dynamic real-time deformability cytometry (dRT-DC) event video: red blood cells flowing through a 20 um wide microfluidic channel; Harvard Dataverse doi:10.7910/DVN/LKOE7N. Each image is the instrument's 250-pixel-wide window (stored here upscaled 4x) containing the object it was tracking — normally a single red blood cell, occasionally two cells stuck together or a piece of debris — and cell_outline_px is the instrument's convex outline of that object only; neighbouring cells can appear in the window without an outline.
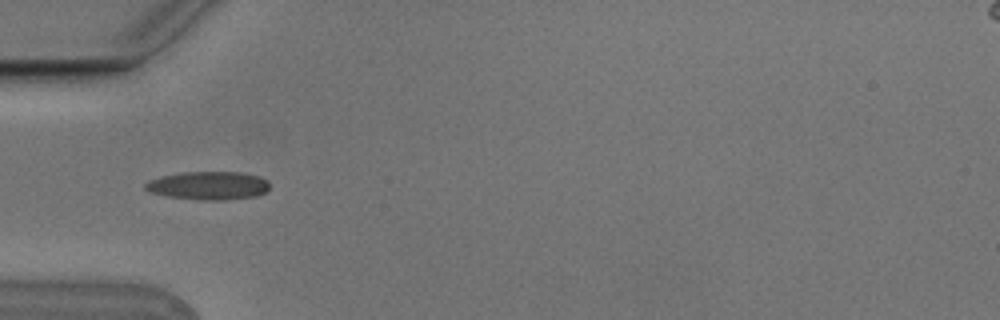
{"species": "Egyptian fruit bat (a non-hibernating species)", "species_latin": "Rousettus aegyptiacus", "temperature_condition": "cold", "stored_images_in_passage": 10, "camera_frame_rate_fps": 3000, "um_per_image_px": 0.085, "animal": {"sex": "male"}, "frame": {"image": 1, "passage_image": 5, "time_ms": 1.333, "image_size_px": [1000, 320], "cell_outline_px": [[268, 188], [264, 192], [256, 196], [224, 200], [200, 200], [168, 196], [148, 192], [144, 188], [144, 184], [148, 180], [160, 176], [184, 172], [240, 172], [260, 176], [268, 180]], "centroid_in_image_um": [17.68, 15.77], "position_along_channel_um": 67.3, "area_um2": 20.58}}
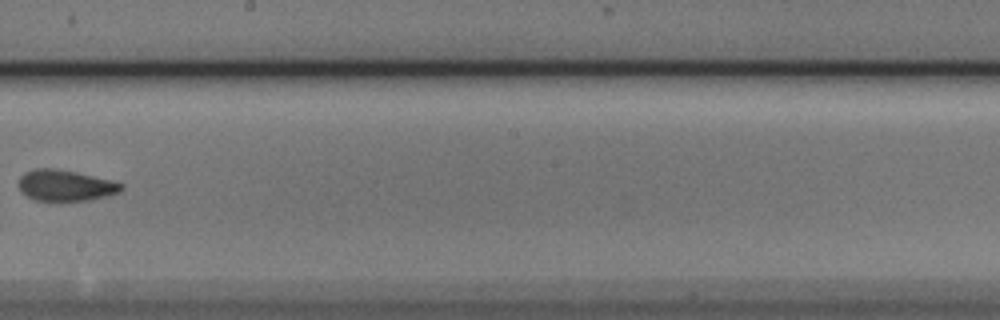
{"frame": {"image": 2, "passage_image": 9, "time_ms": 2.667, "image_size_px": [1000, 320], "cell_outline_px": [[124, 188], [120, 192], [108, 196], [88, 200], [36, 200], [28, 196], [20, 188], [20, 176], [24, 172], [36, 168], [56, 168], [76, 172], [124, 184]], "centroid_in_image_um": [5.59, 15.75], "position_along_channel_um": 242.6, "area_um2": 18.26}}
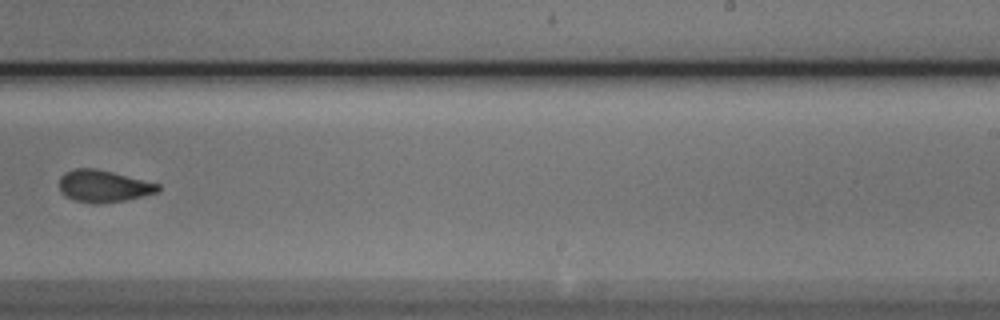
{"frame": {"image": 3, "passage_image": 10, "time_ms": 3.0, "image_size_px": [1000, 320], "cell_outline_px": [[160, 188], [156, 192], [124, 200], [92, 204], [76, 200], [64, 196], [60, 192], [60, 176], [64, 172], [76, 168], [92, 168], [112, 172], [160, 184]], "centroid_in_image_um": [8.74, 15.81], "position_along_channel_um": 280.3, "area_um2": 18.15}}